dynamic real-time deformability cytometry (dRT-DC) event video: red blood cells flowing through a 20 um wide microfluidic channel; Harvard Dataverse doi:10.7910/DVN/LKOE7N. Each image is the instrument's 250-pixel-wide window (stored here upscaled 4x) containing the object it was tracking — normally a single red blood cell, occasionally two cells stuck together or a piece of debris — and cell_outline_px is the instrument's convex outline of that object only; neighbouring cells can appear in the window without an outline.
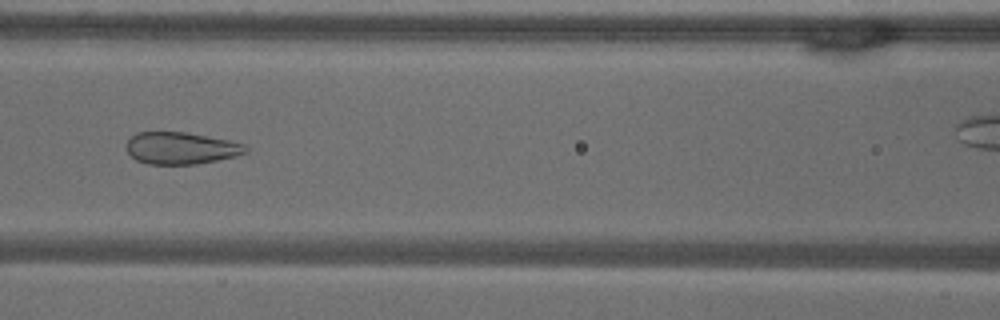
{"species": "common noctule bat (a hibernating species)", "species_latin": "Nyctalus noctula", "temperature_condition": "warm", "stored_images_in_passage": 45, "camera_frame_rate_fps": 3000, "um_per_image_px": 0.085, "animal": {"sex": "male", "body_mass_g": 18.8}, "frame": {"image": 1, "passage_image": 24, "time_ms": 7.667, "image_size_px": [1000, 320], "cell_outline_px": [[248, 152], [236, 156], [196, 164], [148, 164], [136, 160], [128, 152], [128, 140], [136, 132], [184, 132], [228, 140], [244, 144], [248, 148]], "centroid_in_image_um": [15.4, 12.59], "position_along_channel_um": 151.2, "area_um2": 22.02}}
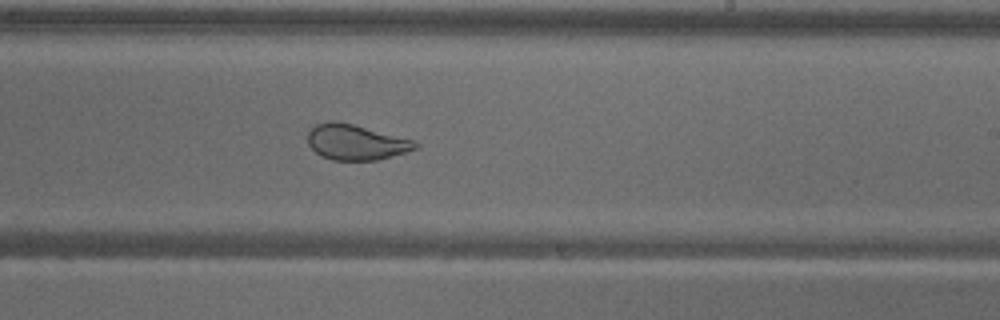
{"frame": {"image": 2, "passage_image": 33, "time_ms": 10.667, "image_size_px": [1000, 320], "cell_outline_px": [[420, 148], [376, 160], [332, 160], [320, 156], [308, 144], [308, 132], [316, 124], [328, 120], [336, 120], [416, 140], [420, 144]], "centroid_in_image_um": [30.27, 12.08], "position_along_channel_um": 258.7, "area_um2": 22.37}}
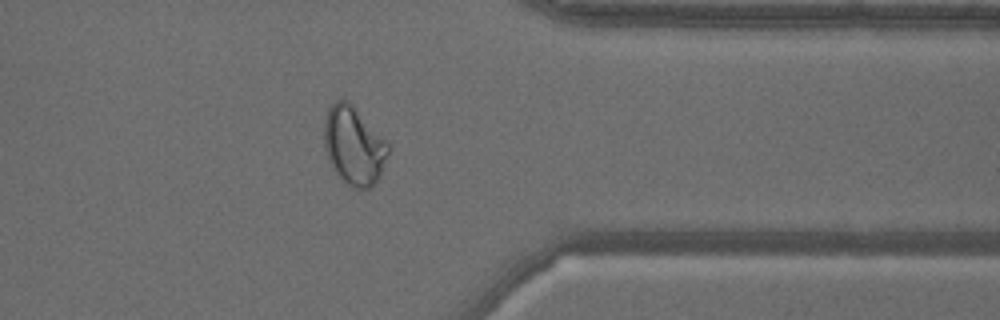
{"frame": {"image": 3, "passage_image": 44, "time_ms": 14.333, "image_size_px": [1000, 320], "cell_outline_px": [[388, 152], [380, 176], [372, 188], [352, 188], [344, 184], [332, 168], [328, 160], [324, 148], [324, 120], [328, 108], [336, 100], [348, 100], [388, 140]], "centroid_in_image_um": [30.07, 12.39], "position_along_channel_um": 381.3, "area_um2": 29.71}}